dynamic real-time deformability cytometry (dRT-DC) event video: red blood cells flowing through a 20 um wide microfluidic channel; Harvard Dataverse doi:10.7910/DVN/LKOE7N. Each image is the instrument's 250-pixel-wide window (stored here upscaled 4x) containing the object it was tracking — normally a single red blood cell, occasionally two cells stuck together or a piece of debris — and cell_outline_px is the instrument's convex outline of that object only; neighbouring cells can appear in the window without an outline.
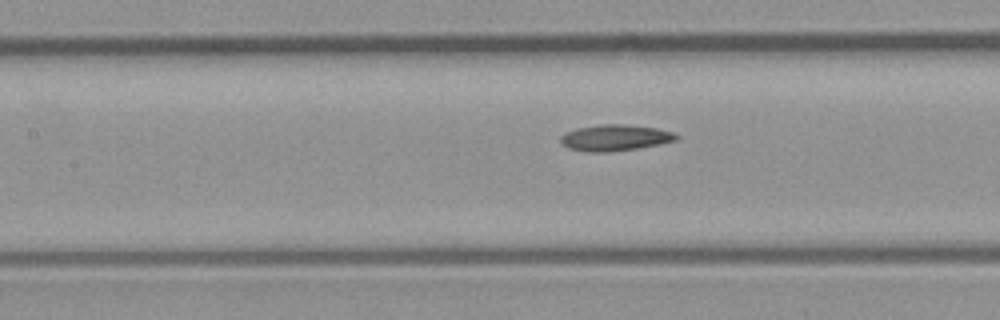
{"species": "common noctule bat (a hibernating species)", "species_latin": "Nyctalus noctula", "temperature_condition": "room temperature", "stored_images_in_passage": 7, "camera_frame_rate_fps": 3000, "um_per_image_px": 0.085, "animal": {"sex": "male", "body_mass_g": 23.1, "forearm_length_mm": 52.7}, "frame": {"image": 1, "passage_image": 7, "time_ms": 7.0, "image_size_px": [1000, 320], "cell_outline_px": [[680, 136], [676, 140], [660, 144], [636, 148], [608, 152], [588, 152], [568, 148], [560, 144], [560, 136], [564, 132], [576, 128], [600, 124], [624, 124], [656, 128], [672, 132]], "centroid_in_image_um": [52.22, 11.7], "position_along_channel_um": 155.2, "area_um2": 17.74}}